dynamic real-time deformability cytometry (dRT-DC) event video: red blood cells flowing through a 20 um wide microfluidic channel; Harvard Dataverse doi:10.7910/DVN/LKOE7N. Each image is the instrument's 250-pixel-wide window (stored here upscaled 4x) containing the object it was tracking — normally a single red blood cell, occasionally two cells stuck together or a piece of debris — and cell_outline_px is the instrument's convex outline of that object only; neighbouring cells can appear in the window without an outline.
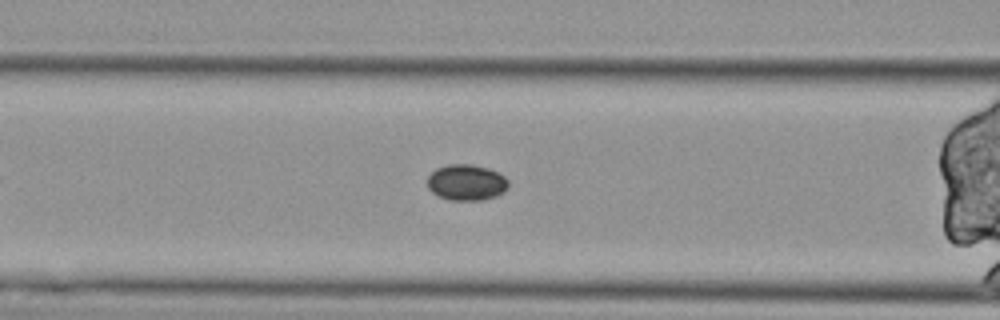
{"species": "Egyptian fruit bat (a non-hibernating species)", "species_latin": "Rousettus aegyptiacus", "temperature_condition": "cold", "stored_images_in_passage": 48, "segment_of_instrument_passage": [3, 3], "camera_frame_rate_fps": 3000, "um_per_image_px": 0.085, "animal": {"sex": "female"}, "frame": {"image": 1, "passage_image": 14, "time_ms": 4.333, "image_size_px": [1000, 320], "cell_outline_px": [[508, 188], [504, 192], [496, 196], [484, 200], [452, 200], [440, 196], [432, 192], [428, 188], [428, 176], [436, 168], [448, 164], [472, 164], [488, 168], [504, 176], [508, 180]], "centroid_in_image_um": [39.66, 15.5], "position_along_channel_um": 126.9, "area_um2": 16.99}}
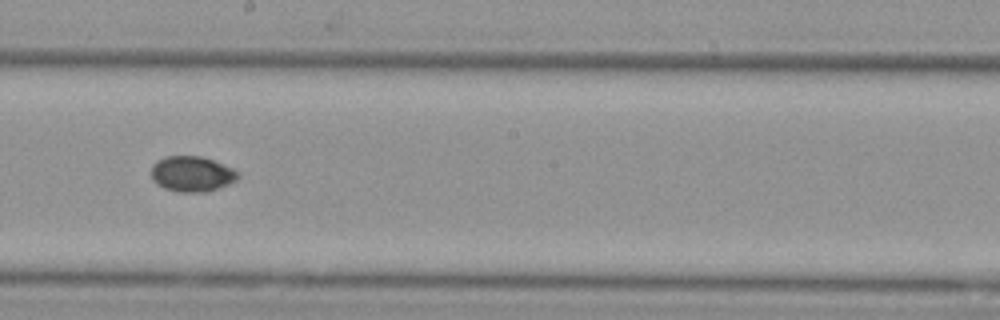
{"frame": {"image": 2, "passage_image": 23, "time_ms": 7.333, "image_size_px": [1000, 320], "cell_outline_px": [[240, 176], [236, 180], [228, 184], [204, 192], [180, 192], [164, 188], [156, 184], [152, 180], [152, 164], [156, 160], [164, 156], [200, 156], [212, 160], [232, 168]], "centroid_in_image_um": [16.26, 14.78], "position_along_channel_um": 231.9, "area_um2": 17.8}}
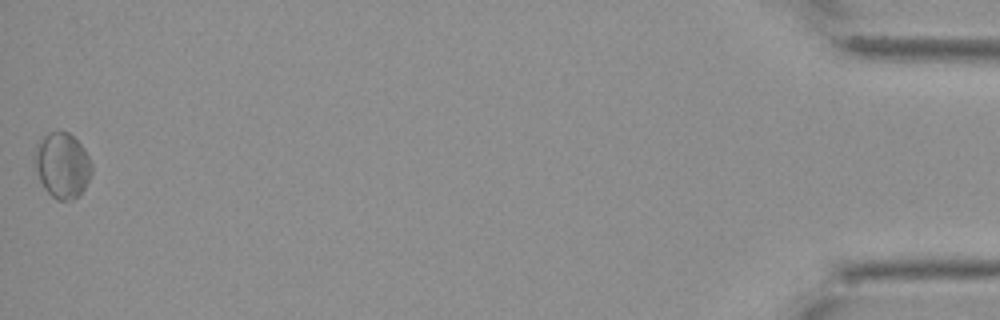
{"frame": {"image": 3, "passage_image": 48, "time_ms": 15.667, "image_size_px": [1000, 320], "cell_outline_px": [[92, 172], [80, 196], [68, 200], [56, 200], [44, 188], [40, 180], [32, 160], [32, 156], [36, 144], [48, 132], [68, 132], [84, 148], [92, 164]], "centroid_in_image_um": [5.26, 14.05], "position_along_channel_um": 429.9, "area_um2": 21.85}}